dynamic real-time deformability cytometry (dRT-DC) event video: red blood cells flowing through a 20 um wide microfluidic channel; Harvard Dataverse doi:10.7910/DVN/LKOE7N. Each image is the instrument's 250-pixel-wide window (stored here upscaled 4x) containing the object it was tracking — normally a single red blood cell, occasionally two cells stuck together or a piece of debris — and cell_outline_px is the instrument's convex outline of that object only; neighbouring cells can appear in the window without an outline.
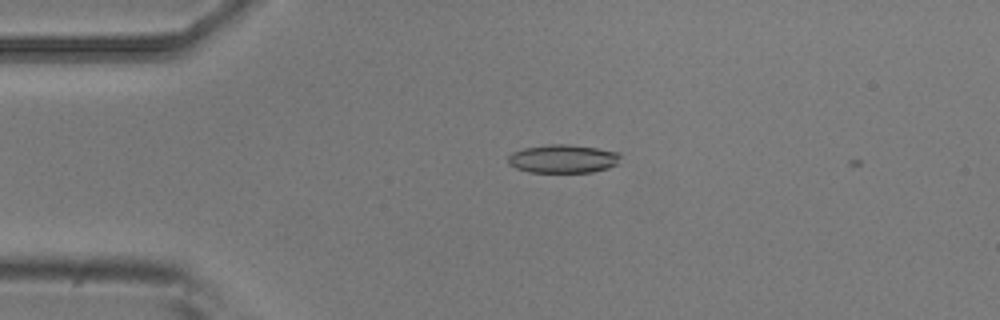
{"species": "common noctule bat (a hibernating species)", "species_latin": "Nyctalus noctula", "temperature_condition": "room temperature", "stored_images_in_passage": 4, "camera_frame_rate_fps": 3000, "um_per_image_px": 0.085, "animal": {"sex": "male", "body_mass_g": 20.5, "forearm_length_mm": 52.5}, "frame": {"image": 1, "passage_image": 3, "time_ms": 0.667, "image_size_px": [1000, 320], "cell_outline_px": [[620, 164], [608, 168], [592, 172], [528, 172], [516, 168], [508, 164], [508, 156], [512, 152], [524, 148], [548, 144], [568, 144], [596, 148], [620, 152]], "centroid_in_image_um": [47.87, 13.5], "position_along_channel_um": 37.1, "area_um2": 18.79}}